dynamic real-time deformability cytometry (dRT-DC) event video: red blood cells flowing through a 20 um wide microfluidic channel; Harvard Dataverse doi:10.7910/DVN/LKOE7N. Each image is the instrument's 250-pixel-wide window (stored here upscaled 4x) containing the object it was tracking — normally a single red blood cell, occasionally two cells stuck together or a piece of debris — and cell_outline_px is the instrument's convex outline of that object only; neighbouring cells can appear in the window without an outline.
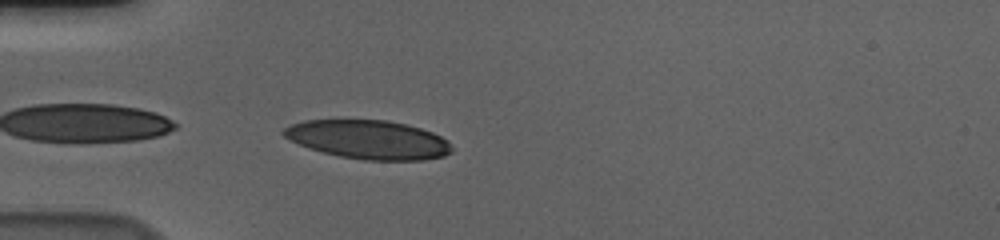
{"species": "human", "species_latin": "Homo sapiens", "temperature_condition": "cold", "stored_images_in_passage": 26, "camera_frame_rate_fps": 3000, "um_per_image_px": 0.085, "donor": {"sex": "male"}, "frame": {"image": 1, "passage_image": 1, "time_ms": 0.0, "image_size_px": [1000, 240], "cell_outline_px": [[452, 152], [444, 156], [424, 160], [364, 160], [340, 156], [308, 148], [284, 136], [280, 132], [284, 128], [292, 124], [304, 120], [388, 120], [420, 128], [432, 132], [440, 136], [452, 148]], "centroid_in_image_um": [31.3, 11.86], "position_along_channel_um": 53.7, "area_um2": 37.69}}
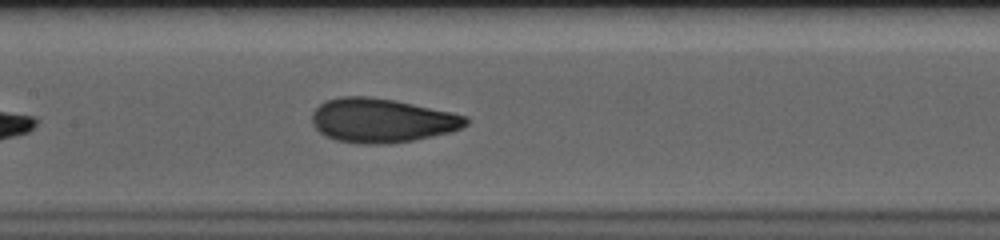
{"frame": {"image": 2, "passage_image": 12, "time_ms": 3.667, "image_size_px": [1000, 240], "cell_outline_px": [[468, 124], [452, 132], [412, 140], [388, 144], [360, 144], [336, 140], [320, 132], [312, 124], [312, 112], [324, 100], [340, 96], [368, 96], [392, 100], [452, 112], [468, 116]], "centroid_in_image_um": [32.44, 10.24], "position_along_channel_um": 175.0, "area_um2": 39.54}}
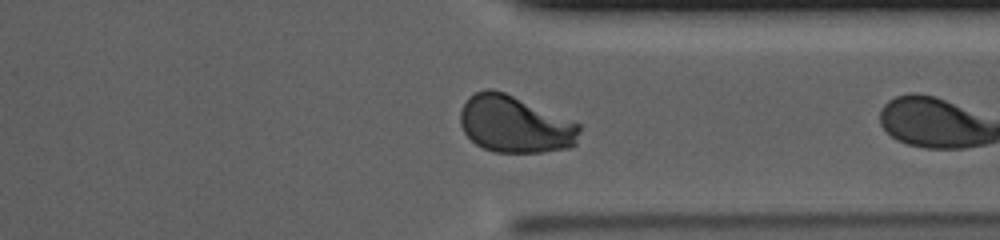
{"frame": {"image": 3, "passage_image": 25, "time_ms": 8.0, "image_size_px": [1000, 240], "cell_outline_px": [[580, 132], [576, 144], [568, 148], [540, 152], [496, 152], [484, 148], [476, 144], [464, 132], [460, 124], [460, 112], [468, 96], [484, 88], [492, 88], [504, 92], [580, 124]], "centroid_in_image_um": [43.74, 10.56], "position_along_channel_um": 367.7, "area_um2": 39.36}}